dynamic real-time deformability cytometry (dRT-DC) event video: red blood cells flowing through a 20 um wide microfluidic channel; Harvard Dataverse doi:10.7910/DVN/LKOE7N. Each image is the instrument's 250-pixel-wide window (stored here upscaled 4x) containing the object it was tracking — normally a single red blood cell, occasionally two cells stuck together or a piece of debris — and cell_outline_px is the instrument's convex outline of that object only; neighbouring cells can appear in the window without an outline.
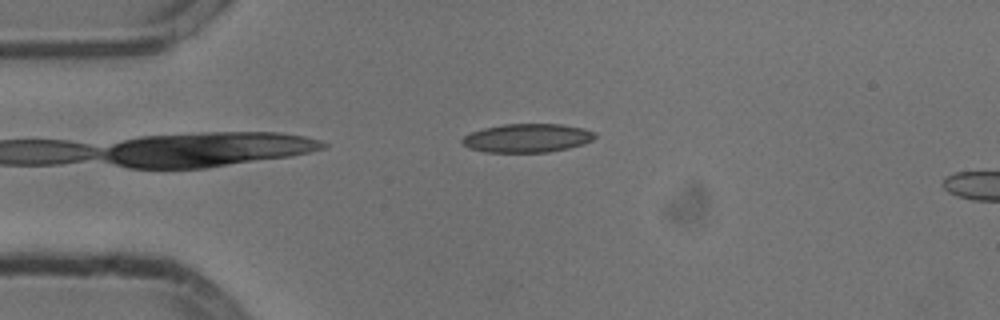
{"species": "common noctule bat (a hibernating species)", "species_latin": "Nyctalus noctula", "temperature_condition": "cold", "stored_images_in_passage": 5, "camera_frame_rate_fps": 3000, "um_per_image_px": 0.085, "animal": {"sex": "male", "body_mass_g": 13.3}, "frame": {"image": 1, "passage_image": 1, "time_ms": 0.0, "image_size_px": [1000, 320], "cell_outline_px": [[596, 136], [592, 140], [568, 148], [548, 152], [484, 152], [468, 148], [460, 140], [464, 136], [472, 132], [484, 128], [504, 124], [560, 124], [584, 128], [596, 132]], "centroid_in_image_um": [44.81, 11.73], "position_along_channel_um": 40.2, "area_um2": 22.08}}